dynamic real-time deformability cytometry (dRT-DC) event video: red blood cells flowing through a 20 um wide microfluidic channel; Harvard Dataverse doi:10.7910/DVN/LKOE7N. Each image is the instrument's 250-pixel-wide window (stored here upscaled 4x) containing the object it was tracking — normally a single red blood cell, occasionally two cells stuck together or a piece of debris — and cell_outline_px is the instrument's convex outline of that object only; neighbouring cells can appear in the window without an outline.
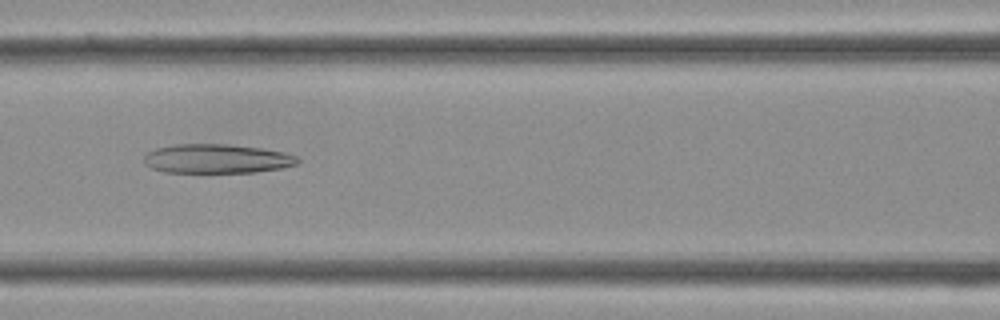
{"species": "Egyptian fruit bat (a non-hibernating species)", "species_latin": "Rousettus aegyptiacus", "temperature_condition": "cold", "stored_images_in_passage": 30, "camera_frame_rate_fps": 3000, "um_per_image_px": 0.085, "frame": {"image": 1, "passage_image": 10, "time_ms": 3.0, "image_size_px": [1000, 320], "cell_outline_px": [[300, 160], [296, 164], [280, 168], [256, 172], [164, 172], [152, 168], [144, 164], [144, 156], [148, 152], [156, 148], [176, 144], [228, 144], [264, 148], [284, 152], [296, 156]], "centroid_in_image_um": [18.43, 13.48], "position_along_channel_um": 148.2, "area_um2": 26.13}}
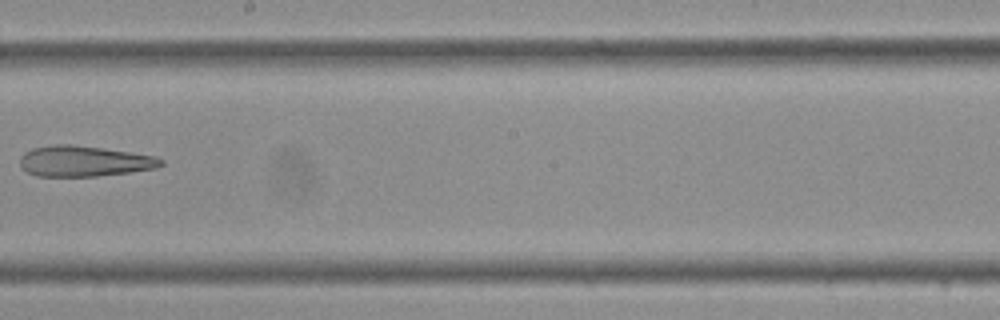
{"frame": {"image": 2, "passage_image": 15, "time_ms": 4.667, "image_size_px": [1000, 320], "cell_outline_px": [[164, 164], [156, 168], [128, 172], [96, 176], [36, 176], [20, 168], [20, 156], [24, 152], [32, 148], [52, 144], [72, 144], [104, 148], [156, 156], [164, 160]], "centroid_in_image_um": [7.12, 13.69], "position_along_channel_um": 241.1, "area_um2": 25.37}}
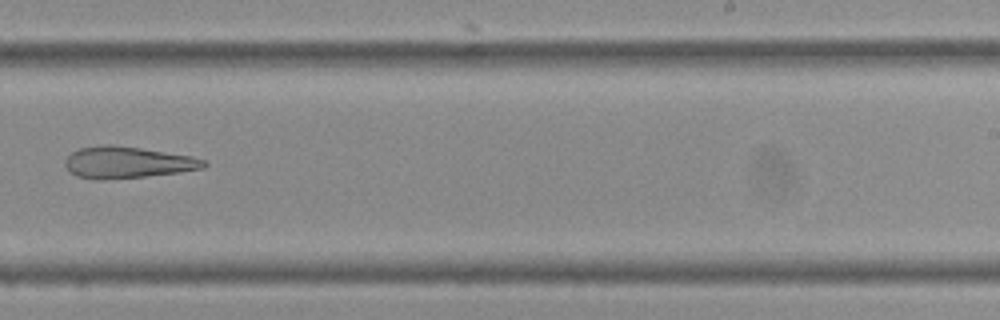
{"frame": {"image": 3, "passage_image": 17, "time_ms": 5.333, "image_size_px": [1000, 320], "cell_outline_px": [[208, 164], [204, 168], [180, 172], [144, 176], [96, 180], [76, 176], [64, 164], [64, 160], [72, 152], [80, 148], [108, 144], [112, 144], [140, 148], [192, 156], [208, 160]], "centroid_in_image_um": [10.86, 13.8], "position_along_channel_um": 278.1, "area_um2": 25.43}}